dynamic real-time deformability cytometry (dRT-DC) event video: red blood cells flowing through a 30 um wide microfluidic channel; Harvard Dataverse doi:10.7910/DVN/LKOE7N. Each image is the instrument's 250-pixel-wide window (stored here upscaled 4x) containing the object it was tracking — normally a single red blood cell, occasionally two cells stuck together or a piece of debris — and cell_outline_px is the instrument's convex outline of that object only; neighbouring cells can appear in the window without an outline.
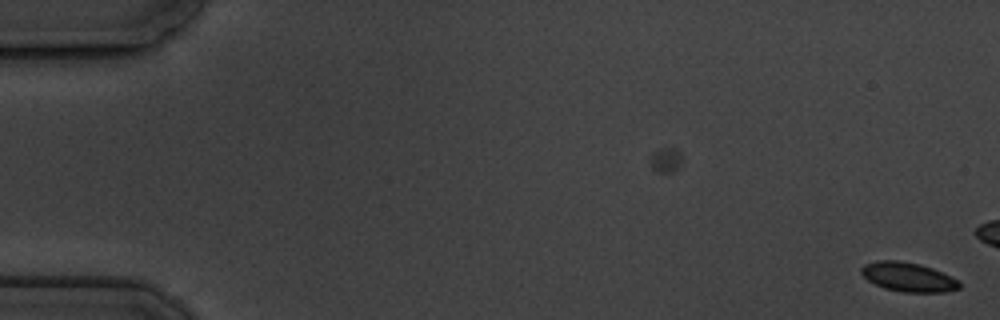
{"species": "common noctule bat (a hibernating species)", "species_latin": "Nyctalus noctula", "temperature_condition": "cold", "stored_images_in_passage": 2, "camera_frame_rate_fps": 3000, "um_per_image_px": 0.085, "animal": {"sex": "male", "body_mass_g": 19.5, "forearm_length_mm": 54.6}, "frame": {"image": 1, "passage_image": 2, "time_ms": 1.0, "image_size_px": [1000, 320], "cell_outline_px": [[960, 288], [944, 292], [904, 292], [884, 288], [868, 280], [860, 272], [860, 268], [864, 264], [880, 260], [900, 260], [920, 264], [932, 268], [956, 280], [960, 284]], "centroid_in_image_um": [77.15, 23.54], "position_along_channel_um": 7.8, "area_um2": 16.47}}